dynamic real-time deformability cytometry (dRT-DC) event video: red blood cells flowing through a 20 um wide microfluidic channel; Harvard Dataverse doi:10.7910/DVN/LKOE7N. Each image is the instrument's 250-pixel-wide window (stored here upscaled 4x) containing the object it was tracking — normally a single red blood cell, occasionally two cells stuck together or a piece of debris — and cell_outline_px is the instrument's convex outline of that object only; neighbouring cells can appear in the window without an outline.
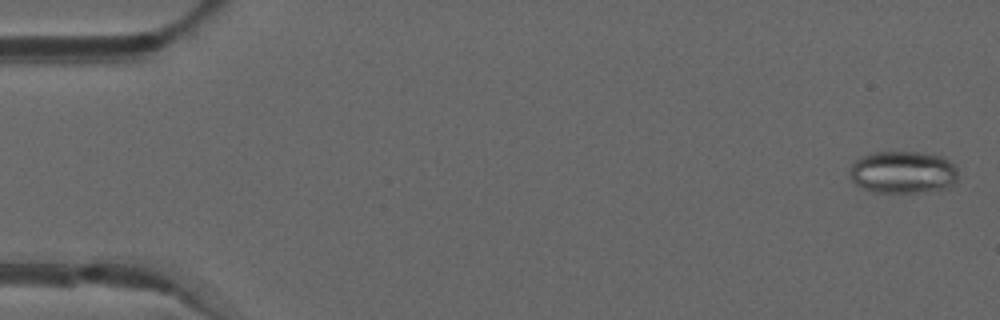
{"species": "common noctule bat (a hibernating species)", "species_latin": "Nyctalus noctula", "temperature_condition": "warm", "stored_images_in_passage": 29, "camera_frame_rate_fps": 3000, "um_per_image_px": 0.085, "animal": {"sex": "male", "forearm_length_mm": 52.5}, "frame": {"image": 1, "passage_image": 2, "time_ms": 0.333, "image_size_px": [1000, 320], "cell_outline_px": [[956, 180], [948, 188], [924, 192], [872, 192], [860, 188], [848, 176], [848, 172], [852, 164], [860, 156], [872, 152], [932, 152], [948, 160], [956, 168]], "centroid_in_image_um": [76.7, 14.63], "position_along_channel_um": 8.3, "area_um2": 27.11}}
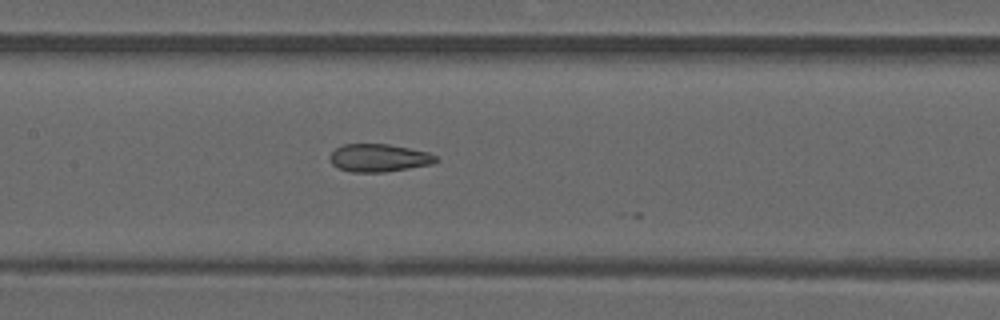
{"frame": {"image": 2, "passage_image": 25, "time_ms": 8.0, "image_size_px": [1000, 320], "cell_outline_px": [[440, 160], [432, 164], [384, 172], [352, 172], [340, 168], [332, 164], [328, 156], [336, 148], [344, 144], [388, 144], [428, 152], [436, 156]], "centroid_in_image_um": [32.2, 13.42], "position_along_channel_um": 175.2, "area_um2": 17.11}}
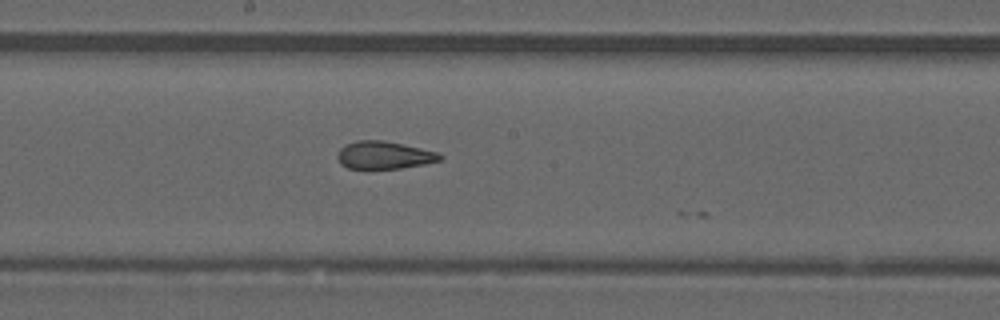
{"frame": {"image": 3, "passage_image": 28, "time_ms": 9.0, "image_size_px": [1000, 320], "cell_outline_px": [[444, 156], [440, 160], [424, 164], [400, 168], [368, 172], [348, 168], [340, 164], [336, 156], [340, 148], [356, 140], [384, 140], [440, 152]], "centroid_in_image_um": [32.62, 13.23], "position_along_channel_um": 215.6, "area_um2": 17.28}}